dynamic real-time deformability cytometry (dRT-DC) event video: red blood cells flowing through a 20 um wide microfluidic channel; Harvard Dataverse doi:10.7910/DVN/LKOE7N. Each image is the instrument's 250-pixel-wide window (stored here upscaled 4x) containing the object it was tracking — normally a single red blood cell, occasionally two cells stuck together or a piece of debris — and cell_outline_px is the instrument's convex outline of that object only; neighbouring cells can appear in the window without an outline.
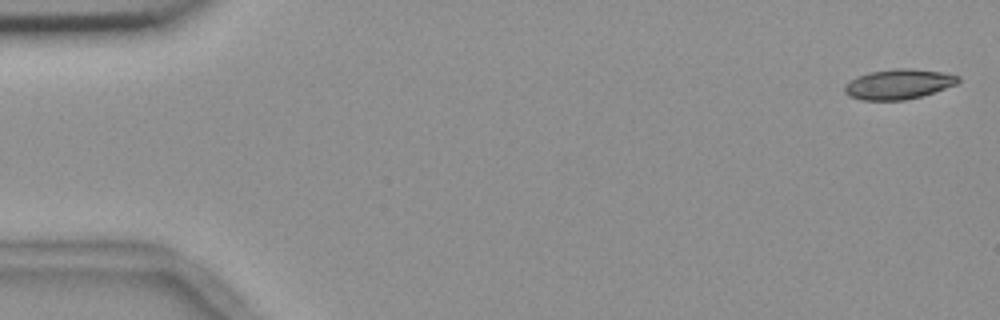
{"species": "common noctule bat (a hibernating species)", "species_latin": "Nyctalus noctula", "temperature_condition": "room temperature", "stored_images_in_passage": 56, "camera_frame_rate_fps": 3000, "um_per_image_px": 0.085, "animal": {"sex": "female", "body_mass_g": 18.4}, "frame": {"image": 1, "passage_image": 2, "time_ms": 0.333, "image_size_px": [1000, 320], "cell_outline_px": [[960, 80], [956, 84], [920, 96], [904, 100], [860, 100], [848, 96], [844, 92], [844, 84], [856, 76], [872, 72], [896, 68], [912, 68], [940, 72], [960, 76]], "centroid_in_image_um": [76.32, 7.15], "position_along_channel_um": 8.7, "area_um2": 19.77}}
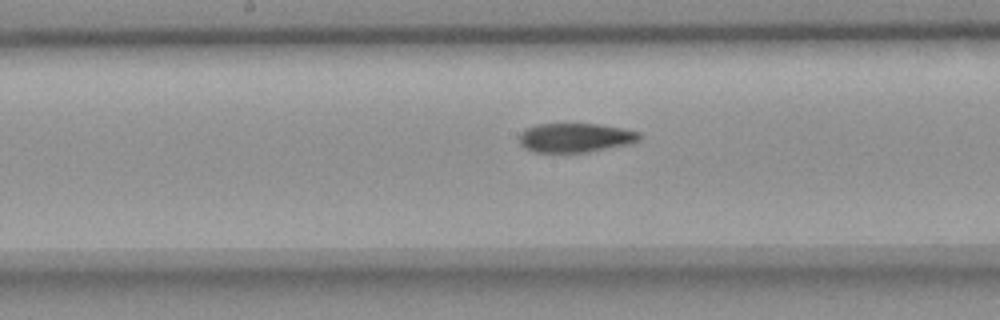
{"frame": {"image": 2, "passage_image": 29, "time_ms": 9.333, "image_size_px": [1000, 320], "cell_outline_px": [[640, 140], [632, 144], [588, 152], [532, 152], [524, 148], [520, 144], [520, 132], [524, 128], [536, 124], [600, 124], [640, 132]], "centroid_in_image_um": [48.89, 11.71], "position_along_channel_um": 199.3, "area_um2": 20.63}}
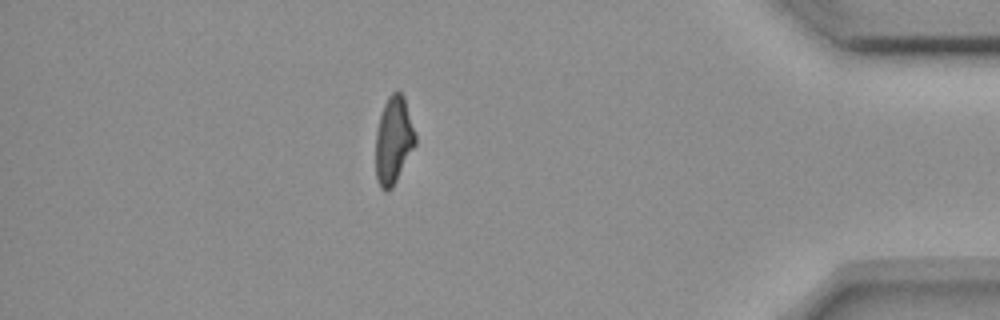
{"frame": {"image": 3, "passage_image": 49, "time_ms": 16.0, "image_size_px": [1000, 320], "cell_outline_px": [[416, 144], [392, 188], [388, 192], [384, 192], [380, 188], [376, 180], [376, 132], [380, 116], [384, 104], [388, 96], [396, 88], [404, 96], [416, 136]], "centroid_in_image_um": [33.44, 11.93], "position_along_channel_um": 401.8, "area_um2": 20.29}, "authors_computed_cell_mechanics": {"area_um2": 20.7213, "velocity_mm_per_s": 3.6618, "shape_relaxation_time_tau1_ms": 9.9974, "shape_relaxation_time_tau2_ms": 3.7582, "deformation_change_tau1": 0.2317, "deformation_change_tau2": 0.1014}}